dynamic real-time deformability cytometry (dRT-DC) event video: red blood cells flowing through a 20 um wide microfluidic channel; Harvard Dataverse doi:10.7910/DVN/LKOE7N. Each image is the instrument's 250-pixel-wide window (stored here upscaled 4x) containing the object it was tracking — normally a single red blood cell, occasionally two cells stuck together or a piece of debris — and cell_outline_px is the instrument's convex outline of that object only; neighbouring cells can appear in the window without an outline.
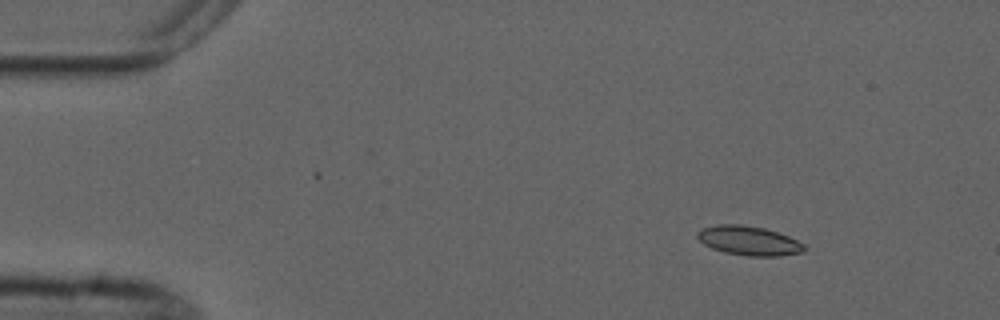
{"species": "common noctule bat (a hibernating species)", "species_latin": "Nyctalus noctula", "temperature_condition": "cold", "stored_images_in_passage": 7, "camera_frame_rate_fps": 3000, "um_per_image_px": 0.085, "animal": {"sex": "male", "forearm_length_mm": 52.5}, "frame": {"image": 1, "passage_image": 1, "time_ms": 0.0, "image_size_px": [1000, 320], "cell_outline_px": [[804, 252], [780, 256], [748, 256], [724, 252], [712, 248], [704, 244], [696, 236], [696, 232], [704, 228], [716, 224], [740, 224], [764, 228], [788, 236], [804, 244]], "centroid_in_image_um": [63.64, 20.46], "position_along_channel_um": 21.4, "area_um2": 18.15}}
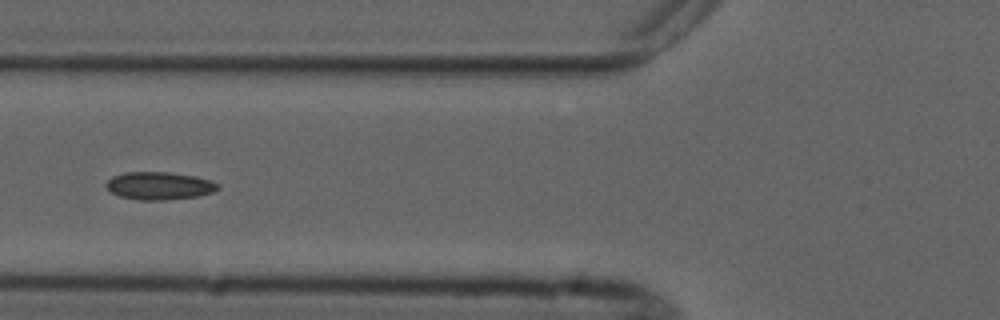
{"frame": {"image": 2, "passage_image": 4, "time_ms": 4.667, "image_size_px": [1000, 320], "cell_outline_px": [[220, 188], [212, 192], [196, 196], [164, 200], [140, 200], [120, 196], [112, 192], [104, 184], [112, 176], [124, 172], [168, 172], [196, 176], [212, 180], [220, 184]], "centroid_in_image_um": [13.56, 15.78], "position_along_channel_um": 112.2, "area_um2": 18.09}}
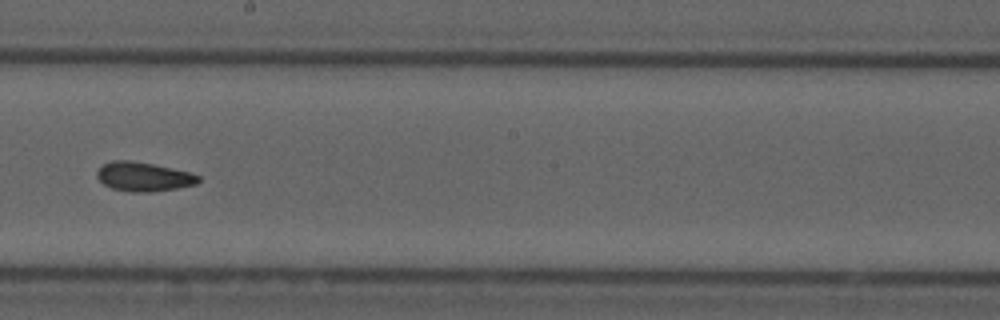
{"frame": {"image": 3, "passage_image": 7, "time_ms": 8.0, "image_size_px": [1000, 320], "cell_outline_px": [[200, 180], [196, 184], [176, 188], [152, 192], [132, 192], [112, 188], [104, 184], [96, 176], [96, 172], [104, 164], [112, 160], [132, 160], [152, 164], [188, 172], [200, 176]], "centroid_in_image_um": [12.18, 15.02], "position_along_channel_um": 236.0, "area_um2": 17.05}}